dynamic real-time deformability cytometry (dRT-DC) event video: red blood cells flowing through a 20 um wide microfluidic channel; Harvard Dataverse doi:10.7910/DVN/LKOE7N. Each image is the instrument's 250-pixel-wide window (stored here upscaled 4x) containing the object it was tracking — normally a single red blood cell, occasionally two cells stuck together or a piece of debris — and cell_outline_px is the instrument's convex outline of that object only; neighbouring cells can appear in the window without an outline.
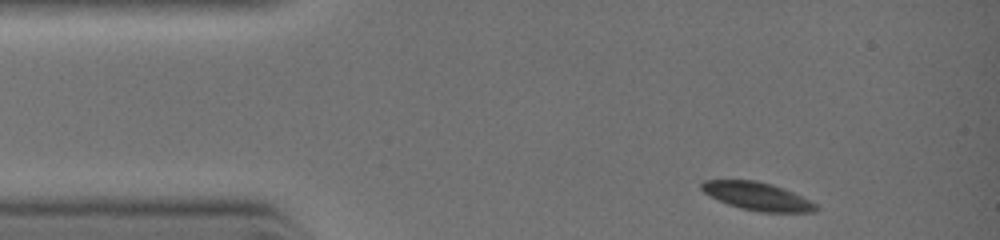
{"species": "common noctule bat (a hibernating species)", "species_latin": "Nyctalus noctula", "temperature_condition": "warm", "stored_images_in_passage": 5, "camera_frame_rate_fps": 3000, "um_per_image_px": 0.085, "animal": {"sex": "female", "body_mass_g": 19.0, "forearm_length_mm": 51.5}, "frame": {"image": 1, "passage_image": 1, "time_ms": 0.0, "image_size_px": [1000, 240], "cell_outline_px": [[820, 208], [816, 212], [760, 212], [740, 208], [728, 204], [704, 192], [700, 188], [700, 184], [704, 180], [756, 180], [772, 184], [792, 192], [816, 204]], "centroid_in_image_um": [64.38, 16.68], "position_along_channel_um": 20.6, "area_um2": 18.5}}
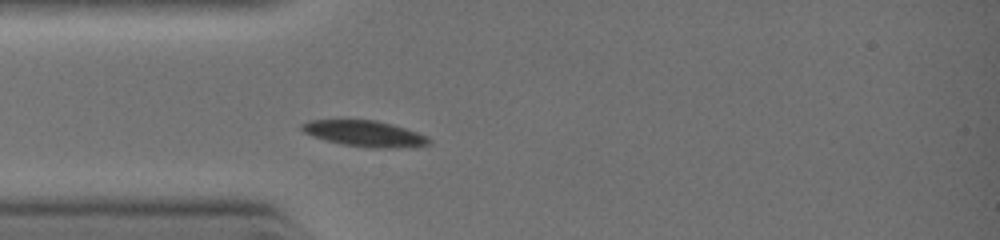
{"frame": {"image": 2, "passage_image": 5, "time_ms": 1.667, "image_size_px": [1000, 240], "cell_outline_px": [[432, 140], [428, 144], [416, 148], [368, 148], [340, 144], [324, 140], [312, 136], [304, 132], [300, 128], [300, 124], [312, 120], [376, 120], [392, 124], [416, 132]], "centroid_in_image_um": [31.0, 11.38], "position_along_channel_um": 54.0, "area_um2": 19.42}}